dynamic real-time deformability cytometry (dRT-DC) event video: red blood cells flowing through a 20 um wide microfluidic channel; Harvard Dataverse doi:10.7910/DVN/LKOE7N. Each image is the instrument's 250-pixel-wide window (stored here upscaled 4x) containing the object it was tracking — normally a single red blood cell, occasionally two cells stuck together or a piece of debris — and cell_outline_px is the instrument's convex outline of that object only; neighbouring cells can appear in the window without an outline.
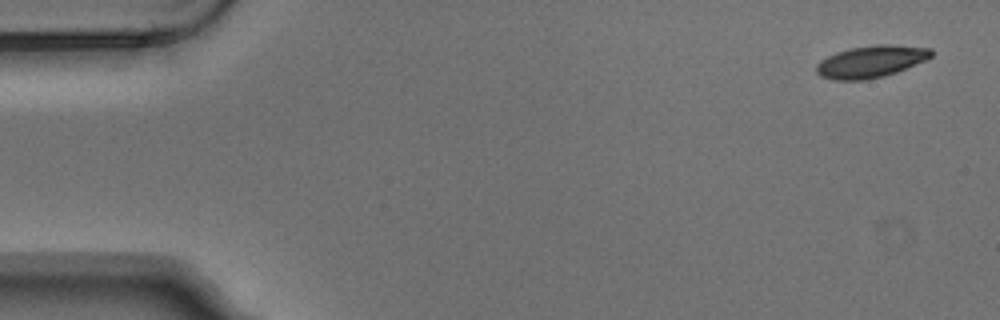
{"species": "Egyptian fruit bat (a non-hibernating species)", "species_latin": "Rousettus aegyptiacus", "temperature_condition": "warm", "stored_images_in_passage": 5, "camera_frame_rate_fps": 3000, "um_per_image_px": 0.085, "animal": {"sex": "male"}, "frame": {"image": 1, "passage_image": 1, "time_ms": 0.0, "image_size_px": [1000, 320], "cell_outline_px": [[932, 56], [928, 60], [896, 72], [884, 76], [864, 80], [832, 80], [820, 76], [816, 72], [816, 64], [820, 60], [836, 52], [852, 48], [876, 44], [888, 44], [932, 48]], "centroid_in_image_um": [74.04, 5.23], "position_along_channel_um": 11.0, "area_um2": 21.56}}
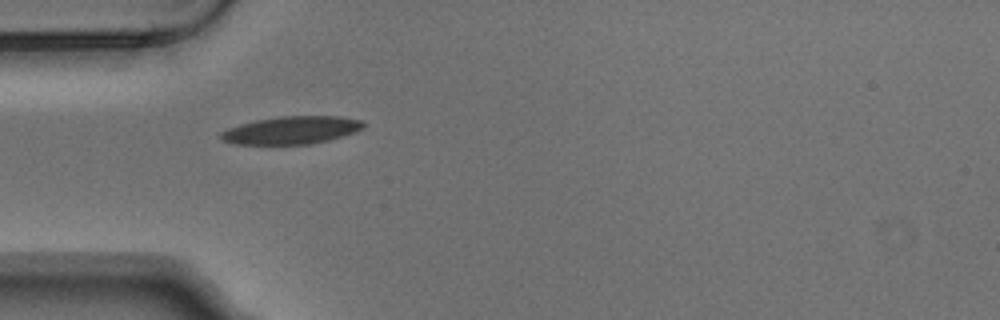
{"frame": {"image": 2, "passage_image": 4, "time_ms": 1.0, "image_size_px": [1000, 320], "cell_outline_px": [[364, 128], [356, 132], [328, 140], [312, 144], [236, 144], [224, 140], [220, 136], [220, 132], [228, 128], [240, 124], [256, 120], [280, 116], [340, 116], [360, 120], [364, 124]], "centroid_in_image_um": [24.79, 11.06], "position_along_channel_um": 60.2, "area_um2": 22.95}}
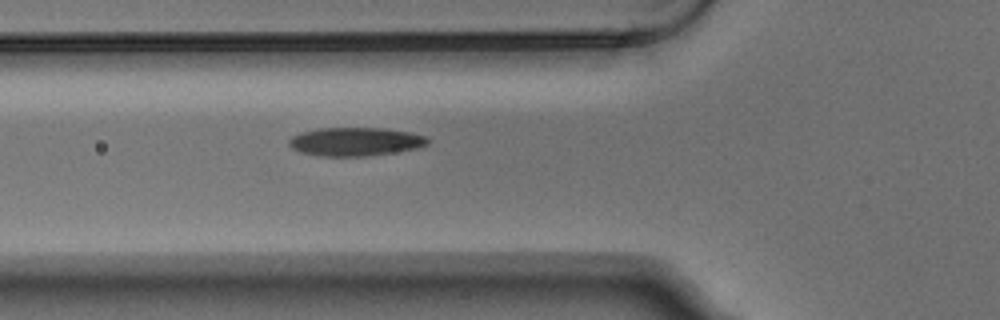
{"frame": {"image": 3, "passage_image": 5, "time_ms": 1.333, "image_size_px": [1000, 320], "cell_outline_px": [[432, 140], [428, 144], [416, 148], [392, 152], [364, 156], [320, 156], [300, 152], [292, 148], [288, 144], [288, 140], [292, 136], [300, 132], [316, 128], [384, 128], [412, 132], [428, 136]], "centroid_in_image_um": [30.21, 12.02], "position_along_channel_um": 95.6, "area_um2": 23.24}}